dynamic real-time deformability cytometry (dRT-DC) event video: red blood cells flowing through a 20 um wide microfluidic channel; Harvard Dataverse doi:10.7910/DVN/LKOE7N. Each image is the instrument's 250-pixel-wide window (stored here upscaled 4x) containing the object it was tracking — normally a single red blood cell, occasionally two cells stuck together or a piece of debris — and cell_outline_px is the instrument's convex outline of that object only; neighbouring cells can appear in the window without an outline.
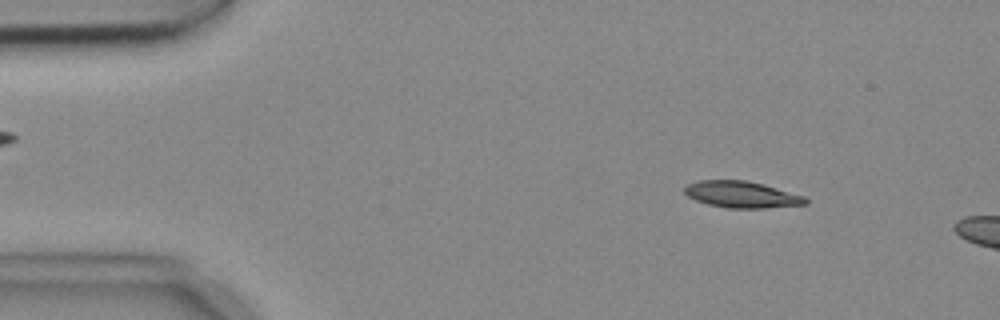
{"species": "common noctule bat (a hibernating species)", "species_latin": "Nyctalus noctula", "temperature_condition": "cold", "stored_images_in_passage": 3, "camera_frame_rate_fps": 3000, "um_per_image_px": 0.085, "animal": {"sex": "female", "body_mass_g": 18.4}, "frame": {"image": 1, "passage_image": 1, "time_ms": 0.0, "image_size_px": [1000, 320], "cell_outline_px": [[808, 204], [764, 208], [724, 208], [708, 204], [696, 200], [688, 196], [684, 192], [684, 188], [688, 184], [700, 180], [748, 180], [764, 184], [804, 196], [808, 200]], "centroid_in_image_um": [63.05, 16.53], "position_along_channel_um": 22.0, "area_um2": 18.73}}